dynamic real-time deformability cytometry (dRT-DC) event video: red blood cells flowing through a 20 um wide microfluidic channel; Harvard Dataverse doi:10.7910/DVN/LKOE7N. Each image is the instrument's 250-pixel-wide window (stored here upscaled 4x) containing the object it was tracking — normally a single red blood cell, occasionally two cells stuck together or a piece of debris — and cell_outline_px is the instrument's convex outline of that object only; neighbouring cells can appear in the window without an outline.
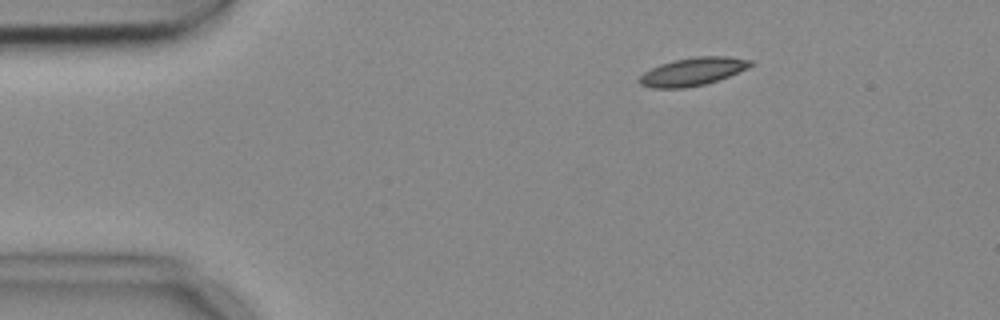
{"species": "common noctule bat (a hibernating species)", "species_latin": "Nyctalus noctula", "temperature_condition": "cold", "stored_images_in_passage": 3, "camera_frame_rate_fps": 3000, "um_per_image_px": 0.085, "animal": {"sex": "female", "body_mass_g": 18.4}, "frame": {"image": 1, "passage_image": 1, "time_ms": 0.0, "image_size_px": [1000, 320], "cell_outline_px": [[756, 64], [748, 68], [728, 76], [704, 84], [684, 88], [652, 88], [640, 84], [636, 80], [644, 72], [660, 64], [692, 56], [728, 56], [752, 60]], "centroid_in_image_um": [58.89, 6.07], "position_along_channel_um": 26.1, "area_um2": 18.15}}
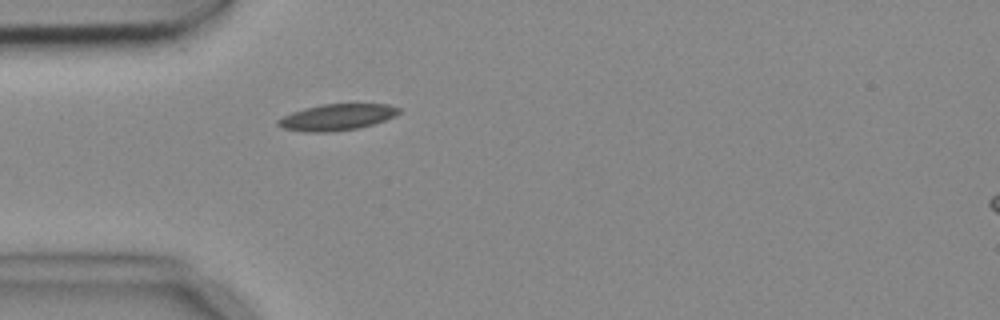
{"frame": {"image": 2, "passage_image": 3, "time_ms": 0.667, "image_size_px": [1000, 320], "cell_outline_px": [[400, 112], [396, 116], [372, 124], [356, 128], [332, 132], [304, 132], [284, 128], [276, 124], [276, 120], [292, 112], [304, 108], [324, 104], [388, 104], [400, 108]], "centroid_in_image_um": [28.63, 9.96], "position_along_channel_um": 56.4, "area_um2": 18.44}}